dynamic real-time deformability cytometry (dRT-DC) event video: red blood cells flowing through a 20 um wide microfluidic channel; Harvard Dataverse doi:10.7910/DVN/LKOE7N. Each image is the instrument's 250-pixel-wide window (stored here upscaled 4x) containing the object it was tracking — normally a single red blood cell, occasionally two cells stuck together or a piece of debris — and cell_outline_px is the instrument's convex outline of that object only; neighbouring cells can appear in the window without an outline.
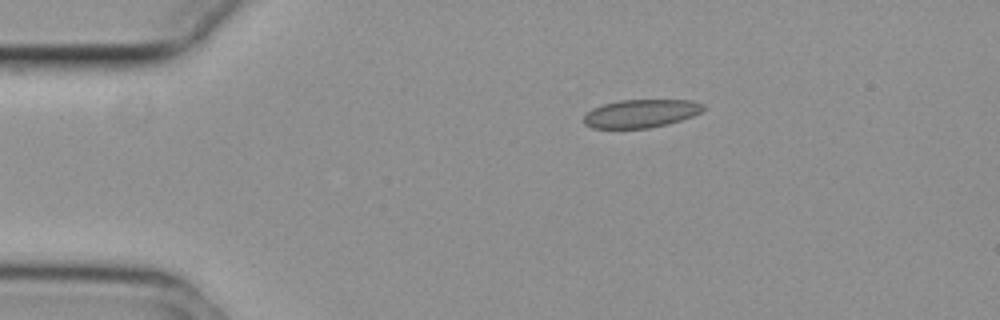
{"species": "common noctule bat (a hibernating species)", "species_latin": "Nyctalus noctula", "temperature_condition": "cold", "stored_images_in_passage": 7, "camera_frame_rate_fps": 3000, "um_per_image_px": 0.085, "animal": {"sex": "female", "body_mass_g": 29.2, "forearm_length_mm": 56.3}, "frame": {"image": 1, "passage_image": 1, "time_ms": 0.0, "image_size_px": [1000, 320], "cell_outline_px": [[704, 108], [700, 112], [692, 116], [668, 124], [648, 128], [592, 128], [584, 124], [584, 116], [592, 108], [604, 104], [620, 100], [692, 100], [704, 104]], "centroid_in_image_um": [54.47, 9.64], "position_along_channel_um": 30.5, "area_um2": 19.54}}